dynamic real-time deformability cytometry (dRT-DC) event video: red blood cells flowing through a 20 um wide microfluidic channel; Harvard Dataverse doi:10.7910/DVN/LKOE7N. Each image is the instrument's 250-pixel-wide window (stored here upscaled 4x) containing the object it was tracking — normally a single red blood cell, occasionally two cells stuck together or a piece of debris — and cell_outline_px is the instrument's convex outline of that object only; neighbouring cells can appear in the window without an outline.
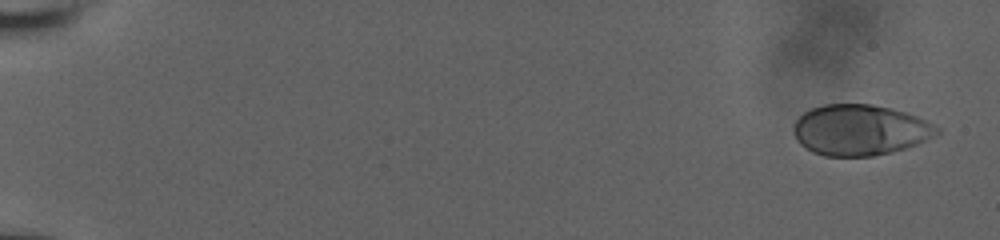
{"species": "human", "species_latin": "Homo sapiens", "temperature_condition": "room temperature", "stored_images_in_passage": 55, "camera_frame_rate_fps": 3000, "um_per_image_px": 0.085, "donor": {"sex": "male"}, "frame": {"image": 1, "passage_image": 1, "time_ms": 0.0, "image_size_px": [1000, 240], "cell_outline_px": [[940, 132], [916, 144], [904, 148], [872, 156], [824, 156], [812, 152], [804, 148], [796, 140], [792, 132], [792, 128], [796, 120], [804, 112], [812, 108], [824, 104], [872, 104], [892, 108], [916, 116], [940, 128]], "centroid_in_image_um": [73.03, 11.04], "position_along_channel_um": 12.0, "area_um2": 42.31}}
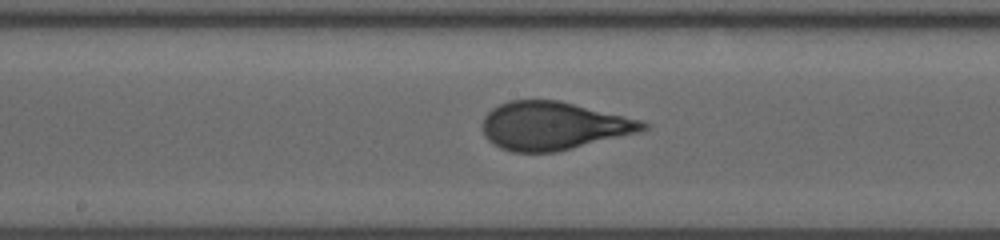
{"frame": {"image": 2, "passage_image": 31, "time_ms": 10.0, "image_size_px": [1000, 240], "cell_outline_px": [[652, 124], [648, 128], [636, 132], [556, 152], [512, 152], [500, 148], [492, 144], [484, 136], [484, 116], [492, 108], [508, 100], [560, 100], [640, 120]], "centroid_in_image_um": [47.0, 10.69], "position_along_channel_um": 201.2, "area_um2": 44.62}}
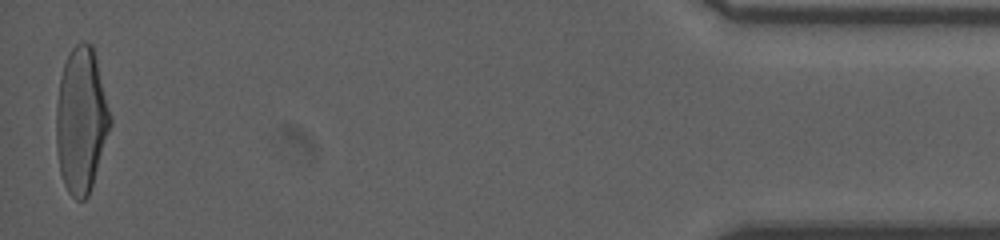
{"frame": {"image": 3, "passage_image": 55, "time_ms": 18.0, "image_size_px": [1000, 240], "cell_outline_px": [[112, 124], [88, 196], [84, 200], [76, 200], [68, 192], [64, 184], [60, 172], [56, 148], [56, 104], [60, 80], [64, 64], [68, 52], [76, 44], [84, 40], [92, 44], [112, 116]], "centroid_in_image_um": [6.9, 10.21], "position_along_channel_um": 428.3, "area_um2": 45.95}, "authors_computed_cell_mechanics": {"area_um2": 44.217, "velocity_mm_per_s": 3.8321, "shape_relaxation_time_tau1_ms": 5.3194, "shape_relaxation_time_tau2_ms": null, "deformation_change_tau1": 0.2152, "deformation_change_tau2": null}}